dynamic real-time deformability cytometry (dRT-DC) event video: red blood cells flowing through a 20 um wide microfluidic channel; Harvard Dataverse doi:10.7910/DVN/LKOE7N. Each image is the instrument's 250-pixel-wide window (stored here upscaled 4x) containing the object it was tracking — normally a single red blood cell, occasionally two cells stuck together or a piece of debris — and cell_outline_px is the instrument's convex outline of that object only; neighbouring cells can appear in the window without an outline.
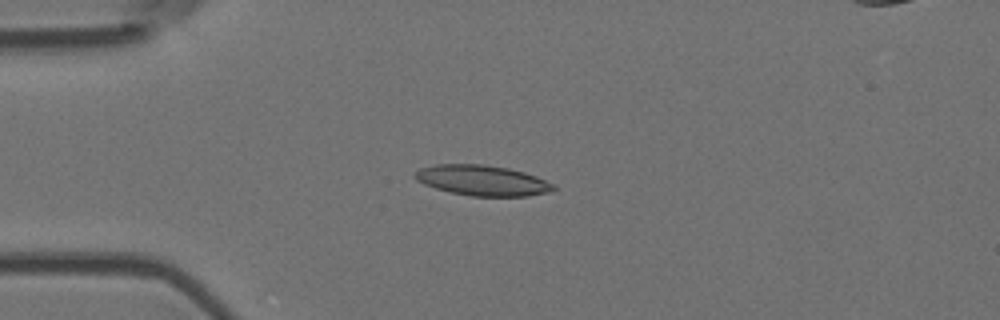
{"species": "Egyptian fruit bat (a non-hibernating species)", "species_latin": "Rousettus aegyptiacus", "temperature_condition": "room temperature", "stored_images_in_passage": 8, "camera_frame_rate_fps": 3000, "um_per_image_px": 0.085, "animal": {"sex": "female"}, "frame": {"image": 1, "passage_image": 3, "time_ms": 0.667, "image_size_px": [1000, 320], "cell_outline_px": [[556, 188], [548, 192], [528, 196], [472, 196], [452, 192], [436, 188], [424, 184], [416, 180], [412, 176], [420, 168], [436, 164], [484, 164], [508, 168], [524, 172], [536, 176], [556, 184]], "centroid_in_image_um": [41.01, 15.33], "position_along_channel_um": 44.0, "area_um2": 24.57}}
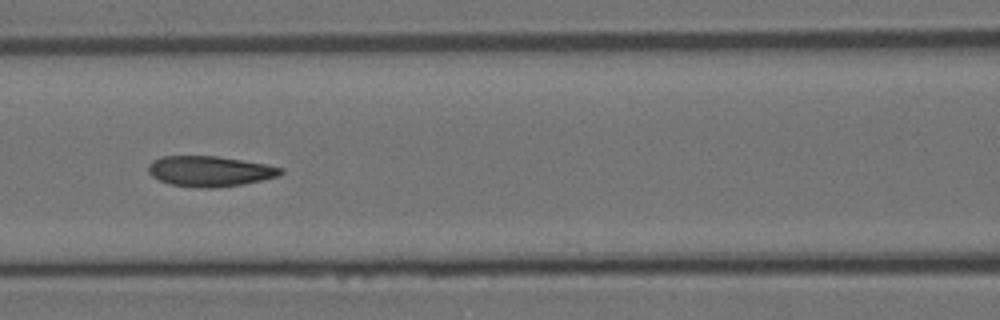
{"frame": {"image": 2, "passage_image": 6, "time_ms": 1.667, "image_size_px": [1000, 320], "cell_outline_px": [[284, 172], [280, 176], [244, 184], [216, 188], [200, 188], [172, 184], [160, 180], [152, 176], [148, 172], [148, 164], [152, 160], [160, 156], [216, 156], [268, 164], [284, 168]], "centroid_in_image_um": [17.87, 14.55], "position_along_channel_um": 148.7, "area_um2": 23.7}}
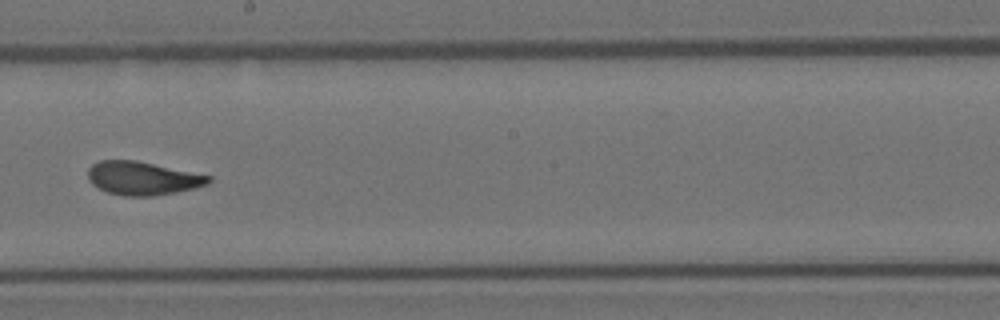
{"frame": {"image": 3, "passage_image": 8, "time_ms": 2.333, "image_size_px": [1000, 320], "cell_outline_px": [[212, 180], [208, 184], [196, 188], [176, 192], [152, 196], [124, 196], [108, 192], [92, 184], [88, 180], [88, 168], [92, 164], [100, 160], [136, 160], [212, 176]], "centroid_in_image_um": [12.13, 15.15], "position_along_channel_um": 236.1, "area_um2": 23.52}}